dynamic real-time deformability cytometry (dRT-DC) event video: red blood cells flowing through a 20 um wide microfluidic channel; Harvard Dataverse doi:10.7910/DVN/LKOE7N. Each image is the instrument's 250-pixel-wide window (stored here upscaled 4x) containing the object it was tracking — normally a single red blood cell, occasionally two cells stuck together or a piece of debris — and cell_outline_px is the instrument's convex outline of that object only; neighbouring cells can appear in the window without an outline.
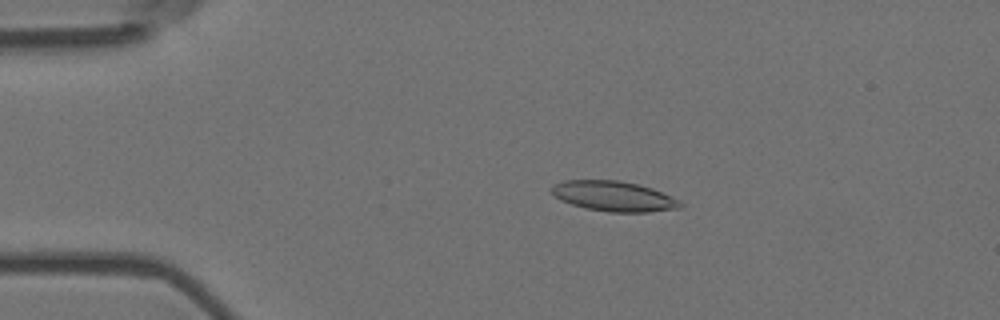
{"species": "Egyptian fruit bat (a non-hibernating species)", "species_latin": "Rousettus aegyptiacus", "temperature_condition": "room temperature", "stored_images_in_passage": 19, "camera_frame_rate_fps": 3000, "um_per_image_px": 0.085, "animal": {"sex": "female"}, "frame": {"image": 1, "passage_image": 11, "time_ms": 3.333, "image_size_px": [1000, 320], "cell_outline_px": [[684, 204], [680, 208], [648, 212], [608, 212], [584, 208], [560, 200], [552, 192], [552, 188], [556, 184], [564, 180], [620, 180], [652, 188], [680, 200]], "centroid_in_image_um": [52.2, 16.68], "position_along_channel_um": 32.8, "area_um2": 22.54}}
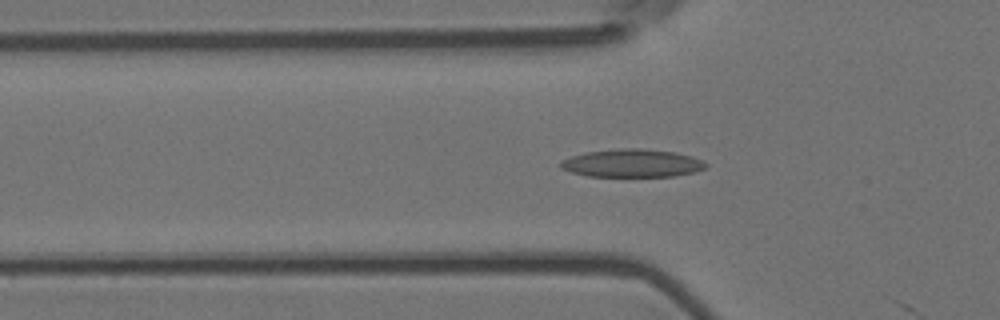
{"frame": {"image": 2, "passage_image": 18, "time_ms": 5.667, "image_size_px": [1000, 320], "cell_outline_px": [[708, 168], [692, 172], [672, 176], [588, 176], [572, 172], [560, 168], [560, 160], [572, 156], [588, 152], [620, 148], [640, 148], [672, 152], [692, 156], [708, 164]], "centroid_in_image_um": [53.72, 13.87], "position_along_channel_um": 72.1, "area_um2": 23.47}}